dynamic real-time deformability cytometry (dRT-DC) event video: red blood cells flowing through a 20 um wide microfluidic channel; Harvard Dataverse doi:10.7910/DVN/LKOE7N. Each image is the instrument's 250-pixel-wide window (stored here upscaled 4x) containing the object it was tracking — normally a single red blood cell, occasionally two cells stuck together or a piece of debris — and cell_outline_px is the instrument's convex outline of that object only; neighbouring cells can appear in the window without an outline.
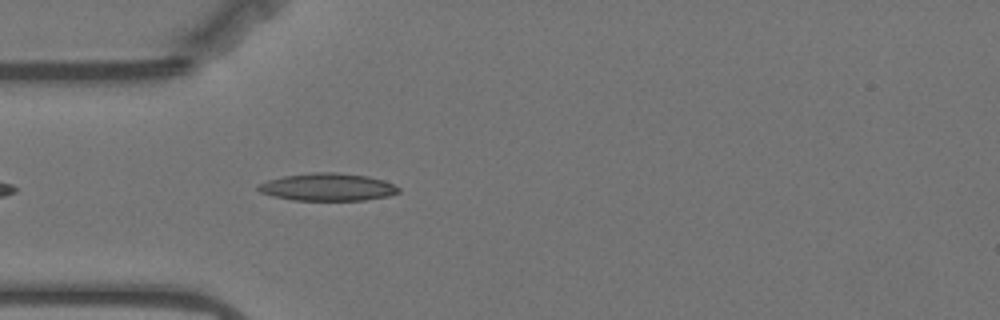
{"species": "Egyptian fruit bat (a non-hibernating species)", "species_latin": "Rousettus aegyptiacus", "temperature_condition": "warm", "stored_images_in_passage": 12, "camera_frame_rate_fps": 3000, "um_per_image_px": 0.085, "animal": {"sex": "female"}, "frame": {"image": 1, "passage_image": 5, "time_ms": 1.333, "image_size_px": [1000, 320], "cell_outline_px": [[400, 192], [388, 196], [364, 200], [292, 200], [272, 196], [260, 192], [256, 188], [260, 184], [268, 180], [284, 176], [312, 172], [336, 172], [368, 176], [384, 180], [400, 188]], "centroid_in_image_um": [27.85, 15.9], "position_along_channel_um": 57.1, "area_um2": 22.54}}
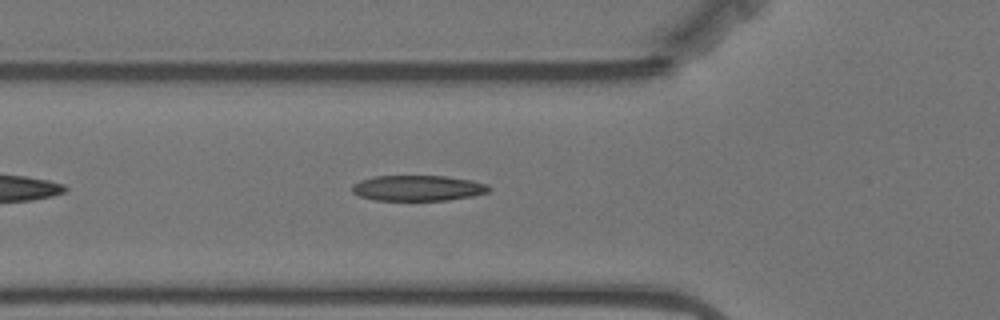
{"frame": {"image": 2, "passage_image": 8, "time_ms": 2.333, "image_size_px": [1000, 320], "cell_outline_px": [[492, 188], [488, 192], [472, 196], [448, 200], [376, 200], [360, 196], [352, 192], [352, 184], [360, 180], [376, 176], [444, 176], [472, 180], [488, 184]], "centroid_in_image_um": [35.54, 15.98], "position_along_channel_um": 90.3, "area_um2": 20.4}}